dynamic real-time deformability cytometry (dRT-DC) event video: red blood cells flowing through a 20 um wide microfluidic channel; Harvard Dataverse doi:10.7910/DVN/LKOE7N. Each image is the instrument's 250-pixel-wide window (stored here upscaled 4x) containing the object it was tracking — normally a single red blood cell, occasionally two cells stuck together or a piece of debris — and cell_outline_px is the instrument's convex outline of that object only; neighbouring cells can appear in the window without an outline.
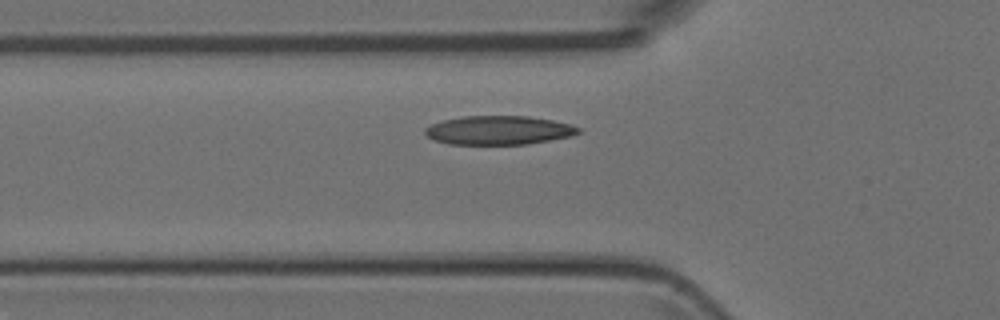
{"species": "Egyptian fruit bat (a non-hibernating species)", "species_latin": "Rousettus aegyptiacus", "temperature_condition": "room temperature", "stored_images_in_passage": 37, "camera_frame_rate_fps": 3000, "um_per_image_px": 0.085, "animal": {"sex": "female"}, "frame": {"image": 1, "passage_image": 8, "time_ms": 2.333, "image_size_px": [1000, 320], "cell_outline_px": [[580, 132], [572, 136], [524, 144], [448, 144], [436, 140], [428, 136], [424, 132], [424, 128], [432, 124], [444, 120], [464, 116], [528, 116], [552, 120], [568, 124], [580, 128]], "centroid_in_image_um": [42.38, 11.07], "position_along_channel_um": 83.4, "area_um2": 25.49}}
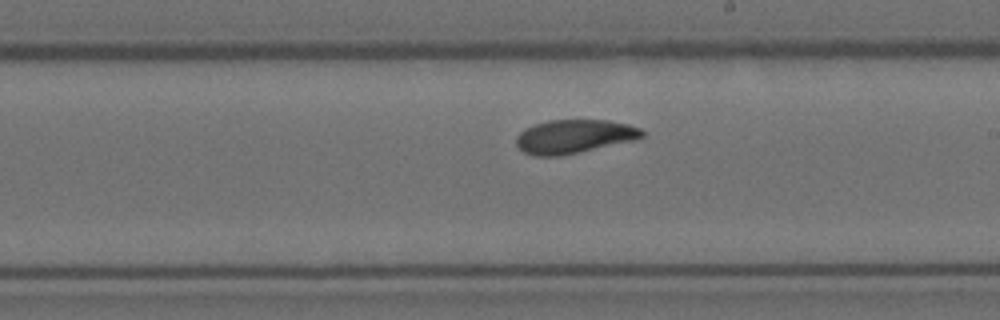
{"frame": {"image": 2, "passage_image": 20, "time_ms": 6.333, "image_size_px": [1000, 320], "cell_outline_px": [[644, 136], [636, 140], [560, 156], [532, 156], [524, 152], [516, 144], [516, 136], [524, 128], [548, 120], [608, 120], [628, 124], [640, 128], [644, 132]], "centroid_in_image_um": [48.8, 11.6], "position_along_channel_um": 240.2, "area_um2": 24.8}}
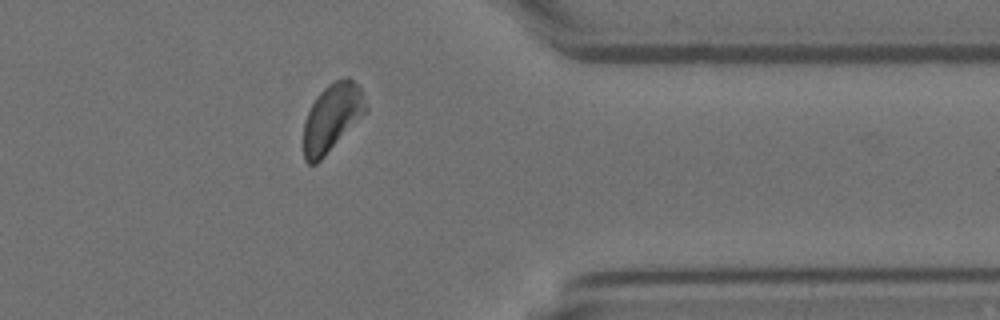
{"frame": {"image": 3, "passage_image": 32, "time_ms": 10.333, "image_size_px": [1000, 320], "cell_outline_px": [[368, 108], [324, 156], [316, 164], [308, 164], [304, 160], [304, 120], [316, 96], [328, 84], [336, 80], [348, 76], [360, 84]], "centroid_in_image_um": [28.21, 9.95], "position_along_channel_um": 383.2, "area_um2": 24.22}}